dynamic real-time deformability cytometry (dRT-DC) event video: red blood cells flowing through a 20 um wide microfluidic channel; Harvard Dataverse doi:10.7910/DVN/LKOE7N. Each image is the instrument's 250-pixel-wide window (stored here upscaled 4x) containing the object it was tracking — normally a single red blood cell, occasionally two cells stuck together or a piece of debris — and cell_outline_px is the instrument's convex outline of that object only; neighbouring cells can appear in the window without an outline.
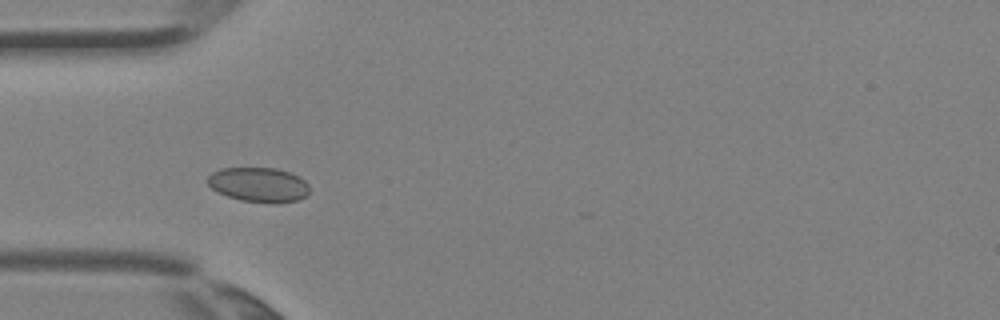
{"species": "Egyptian fruit bat (a non-hibernating species)", "species_latin": "Rousettus aegyptiacus", "temperature_condition": "room temperature", "stored_images_in_passage": 3, "camera_frame_rate_fps": 3000, "um_per_image_px": 0.085, "animal": {"sex": "female"}, "frame": {"image": 1, "passage_image": 2, "time_ms": 0.333, "image_size_px": [1000, 320], "cell_outline_px": [[308, 192], [304, 196], [296, 200], [272, 204], [240, 200], [216, 192], [208, 184], [208, 176], [212, 172], [220, 168], [276, 168], [292, 172], [300, 176], [308, 184]], "centroid_in_image_um": [21.98, 15.69], "position_along_channel_um": 63.0, "area_um2": 20.69}}
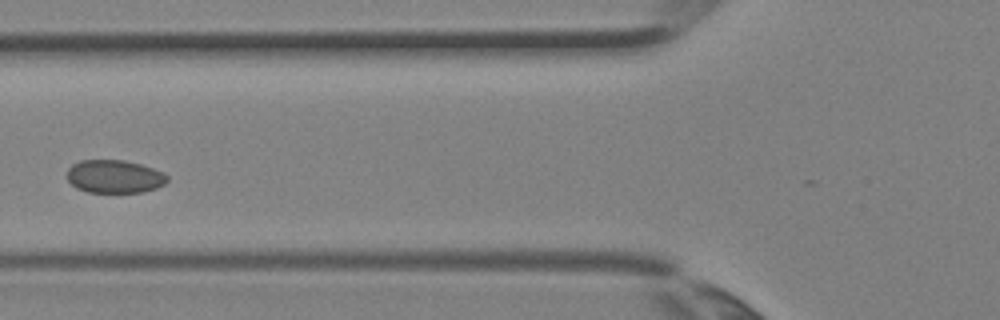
{"frame": {"image": 2, "passage_image": 3, "time_ms": 0.667, "image_size_px": [1000, 320], "cell_outline_px": [[168, 180], [164, 184], [156, 188], [144, 192], [88, 192], [76, 188], [68, 180], [68, 168], [72, 164], [80, 160], [124, 160], [140, 164], [164, 172], [168, 176]], "centroid_in_image_um": [9.74, 15.0], "position_along_channel_um": 116.1, "area_um2": 19.36}}